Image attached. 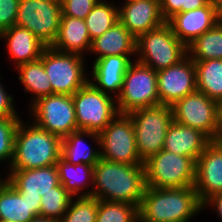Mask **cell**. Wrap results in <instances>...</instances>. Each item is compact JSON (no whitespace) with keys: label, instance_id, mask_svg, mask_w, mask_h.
<instances>
[{"label":"cell","instance_id":"obj_1","mask_svg":"<svg viewBox=\"0 0 222 222\" xmlns=\"http://www.w3.org/2000/svg\"><path fill=\"white\" fill-rule=\"evenodd\" d=\"M93 186L79 197L126 202L139 208L147 187L144 164L128 165L100 157L94 166Z\"/></svg>","mask_w":222,"mask_h":222},{"label":"cell","instance_id":"obj_2","mask_svg":"<svg viewBox=\"0 0 222 222\" xmlns=\"http://www.w3.org/2000/svg\"><path fill=\"white\" fill-rule=\"evenodd\" d=\"M194 185L183 188L147 186L138 208L140 222H189L202 211Z\"/></svg>","mask_w":222,"mask_h":222},{"label":"cell","instance_id":"obj_3","mask_svg":"<svg viewBox=\"0 0 222 222\" xmlns=\"http://www.w3.org/2000/svg\"><path fill=\"white\" fill-rule=\"evenodd\" d=\"M20 121L15 136L10 170H28L56 165L61 157L62 139L36 124Z\"/></svg>","mask_w":222,"mask_h":222},{"label":"cell","instance_id":"obj_4","mask_svg":"<svg viewBox=\"0 0 222 222\" xmlns=\"http://www.w3.org/2000/svg\"><path fill=\"white\" fill-rule=\"evenodd\" d=\"M136 54L139 55L136 61L159 71L184 59L187 56V47L165 22L136 39Z\"/></svg>","mask_w":222,"mask_h":222},{"label":"cell","instance_id":"obj_5","mask_svg":"<svg viewBox=\"0 0 222 222\" xmlns=\"http://www.w3.org/2000/svg\"><path fill=\"white\" fill-rule=\"evenodd\" d=\"M146 186L183 188L194 185L196 160L162 149L144 161Z\"/></svg>","mask_w":222,"mask_h":222},{"label":"cell","instance_id":"obj_6","mask_svg":"<svg viewBox=\"0 0 222 222\" xmlns=\"http://www.w3.org/2000/svg\"><path fill=\"white\" fill-rule=\"evenodd\" d=\"M132 118L138 153L143 161L163 149L166 132L174 121L171 106L159 104L128 113Z\"/></svg>","mask_w":222,"mask_h":222},{"label":"cell","instance_id":"obj_7","mask_svg":"<svg viewBox=\"0 0 222 222\" xmlns=\"http://www.w3.org/2000/svg\"><path fill=\"white\" fill-rule=\"evenodd\" d=\"M119 113L160 104L157 71L133 61L124 76L123 86L116 98Z\"/></svg>","mask_w":222,"mask_h":222},{"label":"cell","instance_id":"obj_8","mask_svg":"<svg viewBox=\"0 0 222 222\" xmlns=\"http://www.w3.org/2000/svg\"><path fill=\"white\" fill-rule=\"evenodd\" d=\"M114 98L90 82L76 91L72 99L78 130L99 134L119 113Z\"/></svg>","mask_w":222,"mask_h":222},{"label":"cell","instance_id":"obj_9","mask_svg":"<svg viewBox=\"0 0 222 222\" xmlns=\"http://www.w3.org/2000/svg\"><path fill=\"white\" fill-rule=\"evenodd\" d=\"M40 59L49 76L52 95L72 96L89 82L84 73V57L79 54L59 52L50 46L44 49Z\"/></svg>","mask_w":222,"mask_h":222},{"label":"cell","instance_id":"obj_10","mask_svg":"<svg viewBox=\"0 0 222 222\" xmlns=\"http://www.w3.org/2000/svg\"><path fill=\"white\" fill-rule=\"evenodd\" d=\"M99 137L101 158L128 165L144 164L137 150L135 129L128 113H118L99 133Z\"/></svg>","mask_w":222,"mask_h":222},{"label":"cell","instance_id":"obj_11","mask_svg":"<svg viewBox=\"0 0 222 222\" xmlns=\"http://www.w3.org/2000/svg\"><path fill=\"white\" fill-rule=\"evenodd\" d=\"M61 17V2L19 0L16 25L27 28L50 47L58 36Z\"/></svg>","mask_w":222,"mask_h":222},{"label":"cell","instance_id":"obj_12","mask_svg":"<svg viewBox=\"0 0 222 222\" xmlns=\"http://www.w3.org/2000/svg\"><path fill=\"white\" fill-rule=\"evenodd\" d=\"M31 110L37 126L61 139L78 131L72 96L53 94L32 102Z\"/></svg>","mask_w":222,"mask_h":222},{"label":"cell","instance_id":"obj_13","mask_svg":"<svg viewBox=\"0 0 222 222\" xmlns=\"http://www.w3.org/2000/svg\"><path fill=\"white\" fill-rule=\"evenodd\" d=\"M175 122L200 130L215 139L219 103L196 90L171 106Z\"/></svg>","mask_w":222,"mask_h":222},{"label":"cell","instance_id":"obj_14","mask_svg":"<svg viewBox=\"0 0 222 222\" xmlns=\"http://www.w3.org/2000/svg\"><path fill=\"white\" fill-rule=\"evenodd\" d=\"M160 104L174 105L197 90L194 61L187 55L178 64L157 71Z\"/></svg>","mask_w":222,"mask_h":222},{"label":"cell","instance_id":"obj_15","mask_svg":"<svg viewBox=\"0 0 222 222\" xmlns=\"http://www.w3.org/2000/svg\"><path fill=\"white\" fill-rule=\"evenodd\" d=\"M220 20L222 13L211 0L201 8L175 14L167 23L171 26L173 34L187 47Z\"/></svg>","mask_w":222,"mask_h":222},{"label":"cell","instance_id":"obj_16","mask_svg":"<svg viewBox=\"0 0 222 222\" xmlns=\"http://www.w3.org/2000/svg\"><path fill=\"white\" fill-rule=\"evenodd\" d=\"M201 203L222 192V143L211 141L196 161L194 183Z\"/></svg>","mask_w":222,"mask_h":222},{"label":"cell","instance_id":"obj_17","mask_svg":"<svg viewBox=\"0 0 222 222\" xmlns=\"http://www.w3.org/2000/svg\"><path fill=\"white\" fill-rule=\"evenodd\" d=\"M39 192H18L0 176V221L29 222L40 216Z\"/></svg>","mask_w":222,"mask_h":222},{"label":"cell","instance_id":"obj_18","mask_svg":"<svg viewBox=\"0 0 222 222\" xmlns=\"http://www.w3.org/2000/svg\"><path fill=\"white\" fill-rule=\"evenodd\" d=\"M118 20L136 39L166 22L160 0H126L124 6L118 8Z\"/></svg>","mask_w":222,"mask_h":222},{"label":"cell","instance_id":"obj_19","mask_svg":"<svg viewBox=\"0 0 222 222\" xmlns=\"http://www.w3.org/2000/svg\"><path fill=\"white\" fill-rule=\"evenodd\" d=\"M132 62L133 60L129 56L119 55L94 60L92 77L96 83L91 80L89 82L103 93L109 94L113 91L115 93L113 95L117 98L123 86L124 76Z\"/></svg>","mask_w":222,"mask_h":222},{"label":"cell","instance_id":"obj_20","mask_svg":"<svg viewBox=\"0 0 222 222\" xmlns=\"http://www.w3.org/2000/svg\"><path fill=\"white\" fill-rule=\"evenodd\" d=\"M211 141L200 130L173 121L166 132L163 149L197 161Z\"/></svg>","mask_w":222,"mask_h":222},{"label":"cell","instance_id":"obj_21","mask_svg":"<svg viewBox=\"0 0 222 222\" xmlns=\"http://www.w3.org/2000/svg\"><path fill=\"white\" fill-rule=\"evenodd\" d=\"M7 41L8 54L16 62V67L38 60L47 47L27 28L12 26L0 33Z\"/></svg>","mask_w":222,"mask_h":222},{"label":"cell","instance_id":"obj_22","mask_svg":"<svg viewBox=\"0 0 222 222\" xmlns=\"http://www.w3.org/2000/svg\"><path fill=\"white\" fill-rule=\"evenodd\" d=\"M7 176L8 178L5 179L18 192H39L40 196L61 184L56 165L28 170H11Z\"/></svg>","mask_w":222,"mask_h":222},{"label":"cell","instance_id":"obj_23","mask_svg":"<svg viewBox=\"0 0 222 222\" xmlns=\"http://www.w3.org/2000/svg\"><path fill=\"white\" fill-rule=\"evenodd\" d=\"M92 45L84 19L62 16L58 36L52 48L65 53H76L81 56L86 50L90 52Z\"/></svg>","mask_w":222,"mask_h":222},{"label":"cell","instance_id":"obj_24","mask_svg":"<svg viewBox=\"0 0 222 222\" xmlns=\"http://www.w3.org/2000/svg\"><path fill=\"white\" fill-rule=\"evenodd\" d=\"M91 54L103 58L110 55L132 56L136 53V38L118 21L92 41Z\"/></svg>","mask_w":222,"mask_h":222},{"label":"cell","instance_id":"obj_25","mask_svg":"<svg viewBox=\"0 0 222 222\" xmlns=\"http://www.w3.org/2000/svg\"><path fill=\"white\" fill-rule=\"evenodd\" d=\"M84 136L92 138L100 146L98 133L78 130L62 138L61 157L74 165L82 163L94 167L100 159V150L86 146Z\"/></svg>","mask_w":222,"mask_h":222},{"label":"cell","instance_id":"obj_26","mask_svg":"<svg viewBox=\"0 0 222 222\" xmlns=\"http://www.w3.org/2000/svg\"><path fill=\"white\" fill-rule=\"evenodd\" d=\"M197 90L210 99L222 102V59L194 62Z\"/></svg>","mask_w":222,"mask_h":222},{"label":"cell","instance_id":"obj_27","mask_svg":"<svg viewBox=\"0 0 222 222\" xmlns=\"http://www.w3.org/2000/svg\"><path fill=\"white\" fill-rule=\"evenodd\" d=\"M187 55L194 62L222 59V20L189 44Z\"/></svg>","mask_w":222,"mask_h":222},{"label":"cell","instance_id":"obj_28","mask_svg":"<svg viewBox=\"0 0 222 222\" xmlns=\"http://www.w3.org/2000/svg\"><path fill=\"white\" fill-rule=\"evenodd\" d=\"M19 71V80L25 86V91L32 92L34 94V100L52 95V87L47 75L43 62L39 58L38 60L31 61L16 67Z\"/></svg>","mask_w":222,"mask_h":222},{"label":"cell","instance_id":"obj_29","mask_svg":"<svg viewBox=\"0 0 222 222\" xmlns=\"http://www.w3.org/2000/svg\"><path fill=\"white\" fill-rule=\"evenodd\" d=\"M56 167L60 183L73 197H78V193L87 187L89 181H91L89 184L93 185V166L82 163L74 165L60 157L56 163Z\"/></svg>","mask_w":222,"mask_h":222},{"label":"cell","instance_id":"obj_30","mask_svg":"<svg viewBox=\"0 0 222 222\" xmlns=\"http://www.w3.org/2000/svg\"><path fill=\"white\" fill-rule=\"evenodd\" d=\"M118 8L114 4L98 0L92 11L84 19L91 41L101 36L118 22Z\"/></svg>","mask_w":222,"mask_h":222},{"label":"cell","instance_id":"obj_31","mask_svg":"<svg viewBox=\"0 0 222 222\" xmlns=\"http://www.w3.org/2000/svg\"><path fill=\"white\" fill-rule=\"evenodd\" d=\"M136 205L126 202L98 200L96 222H138Z\"/></svg>","mask_w":222,"mask_h":222},{"label":"cell","instance_id":"obj_32","mask_svg":"<svg viewBox=\"0 0 222 222\" xmlns=\"http://www.w3.org/2000/svg\"><path fill=\"white\" fill-rule=\"evenodd\" d=\"M72 197L62 184L44 192L41 196L40 216L58 222L66 213Z\"/></svg>","mask_w":222,"mask_h":222},{"label":"cell","instance_id":"obj_33","mask_svg":"<svg viewBox=\"0 0 222 222\" xmlns=\"http://www.w3.org/2000/svg\"><path fill=\"white\" fill-rule=\"evenodd\" d=\"M77 198L75 201L71 199L66 213L58 222H96L98 199L91 196Z\"/></svg>","mask_w":222,"mask_h":222},{"label":"cell","instance_id":"obj_34","mask_svg":"<svg viewBox=\"0 0 222 222\" xmlns=\"http://www.w3.org/2000/svg\"><path fill=\"white\" fill-rule=\"evenodd\" d=\"M20 117H0V163L14 157L16 130L20 123Z\"/></svg>","mask_w":222,"mask_h":222},{"label":"cell","instance_id":"obj_35","mask_svg":"<svg viewBox=\"0 0 222 222\" xmlns=\"http://www.w3.org/2000/svg\"><path fill=\"white\" fill-rule=\"evenodd\" d=\"M98 0H61L62 16L85 19Z\"/></svg>","mask_w":222,"mask_h":222},{"label":"cell","instance_id":"obj_36","mask_svg":"<svg viewBox=\"0 0 222 222\" xmlns=\"http://www.w3.org/2000/svg\"><path fill=\"white\" fill-rule=\"evenodd\" d=\"M19 0H0V33L16 25Z\"/></svg>","mask_w":222,"mask_h":222},{"label":"cell","instance_id":"obj_37","mask_svg":"<svg viewBox=\"0 0 222 222\" xmlns=\"http://www.w3.org/2000/svg\"><path fill=\"white\" fill-rule=\"evenodd\" d=\"M160 10L167 22L175 14L185 12V0H160Z\"/></svg>","mask_w":222,"mask_h":222},{"label":"cell","instance_id":"obj_38","mask_svg":"<svg viewBox=\"0 0 222 222\" xmlns=\"http://www.w3.org/2000/svg\"><path fill=\"white\" fill-rule=\"evenodd\" d=\"M13 96L8 95L0 83V117H19L13 104Z\"/></svg>","mask_w":222,"mask_h":222},{"label":"cell","instance_id":"obj_39","mask_svg":"<svg viewBox=\"0 0 222 222\" xmlns=\"http://www.w3.org/2000/svg\"><path fill=\"white\" fill-rule=\"evenodd\" d=\"M212 205L215 206L214 209H216L215 212H217L218 216L222 219V192L217 193L206 199L202 203V208H205V206Z\"/></svg>","mask_w":222,"mask_h":222},{"label":"cell","instance_id":"obj_40","mask_svg":"<svg viewBox=\"0 0 222 222\" xmlns=\"http://www.w3.org/2000/svg\"><path fill=\"white\" fill-rule=\"evenodd\" d=\"M211 0H185V12L206 6Z\"/></svg>","mask_w":222,"mask_h":222},{"label":"cell","instance_id":"obj_41","mask_svg":"<svg viewBox=\"0 0 222 222\" xmlns=\"http://www.w3.org/2000/svg\"><path fill=\"white\" fill-rule=\"evenodd\" d=\"M213 141L222 143V102L219 103V107H218L217 131L215 134V139Z\"/></svg>","mask_w":222,"mask_h":222},{"label":"cell","instance_id":"obj_42","mask_svg":"<svg viewBox=\"0 0 222 222\" xmlns=\"http://www.w3.org/2000/svg\"><path fill=\"white\" fill-rule=\"evenodd\" d=\"M29 222H57V221L42 216H36Z\"/></svg>","mask_w":222,"mask_h":222},{"label":"cell","instance_id":"obj_43","mask_svg":"<svg viewBox=\"0 0 222 222\" xmlns=\"http://www.w3.org/2000/svg\"><path fill=\"white\" fill-rule=\"evenodd\" d=\"M212 1L216 4L219 11L222 13V0H212Z\"/></svg>","mask_w":222,"mask_h":222},{"label":"cell","instance_id":"obj_44","mask_svg":"<svg viewBox=\"0 0 222 222\" xmlns=\"http://www.w3.org/2000/svg\"><path fill=\"white\" fill-rule=\"evenodd\" d=\"M46 1H50V2H61V0H46Z\"/></svg>","mask_w":222,"mask_h":222}]
</instances>
